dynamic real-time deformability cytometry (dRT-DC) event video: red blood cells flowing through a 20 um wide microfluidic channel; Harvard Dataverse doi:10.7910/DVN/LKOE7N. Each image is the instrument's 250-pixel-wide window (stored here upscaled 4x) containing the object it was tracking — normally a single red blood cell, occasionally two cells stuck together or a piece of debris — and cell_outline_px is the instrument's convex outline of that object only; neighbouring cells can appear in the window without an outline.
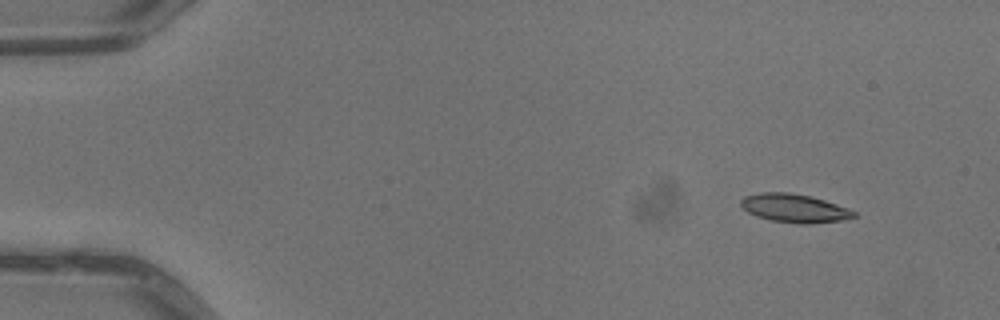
{"species": "common noctule bat (a hibernating species)", "species_latin": "Nyctalus noctula", "temperature_condition": "warm", "stored_images_in_passage": 3, "camera_frame_rate_fps": 3000, "um_per_image_px": 0.085, "animal": {"sex": "male", "body_mass_g": 13.3}, "frame": {"image": 1, "passage_image": 2, "time_ms": 0.333, "image_size_px": [1000, 320], "cell_outline_px": [[856, 216], [840, 220], [808, 224], [800, 224], [772, 220], [756, 216], [748, 212], [740, 204], [740, 200], [744, 196], [760, 192], [788, 192], [808, 196], [824, 200], [848, 208], [856, 212]], "centroid_in_image_um": [67.5, 17.69], "position_along_channel_um": 17.5, "area_um2": 18.55}}